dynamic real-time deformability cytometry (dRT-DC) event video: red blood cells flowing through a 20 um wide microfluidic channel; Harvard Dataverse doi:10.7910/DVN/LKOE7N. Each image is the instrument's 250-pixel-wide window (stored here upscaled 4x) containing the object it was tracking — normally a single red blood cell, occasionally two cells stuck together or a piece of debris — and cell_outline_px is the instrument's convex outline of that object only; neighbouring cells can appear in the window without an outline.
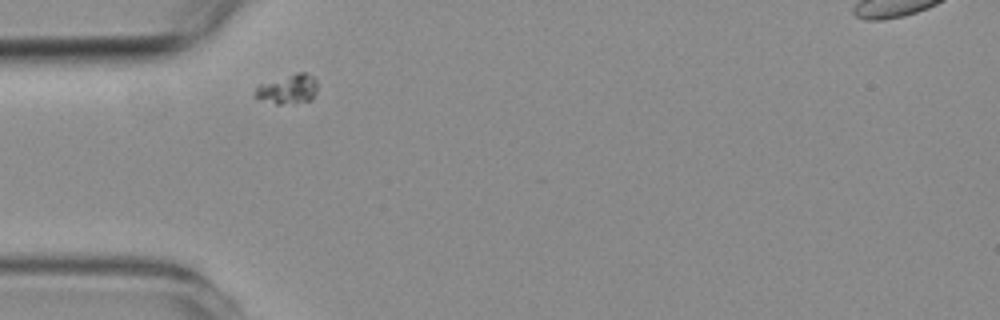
{"species": "common noctule bat (a hibernating species)", "species_latin": "Nyctalus noctula", "temperature_condition": "room temperature", "stored_images_in_passage": 1, "camera_frame_rate_fps": 3000, "um_per_image_px": 0.085, "animal": {"sex": "female", "body_mass_g": 19.3, "forearm_length_mm": 54.1}, "frame": {"image": 1, "passage_image": 1, "time_ms": 0.0, "image_size_px": [1000, 320], "cell_outline_px": [[316, 92], [312, 100], [280, 104], [276, 104], [252, 96], [256, 88], [260, 84], [296, 72], [304, 72], [312, 76], [316, 80]], "centroid_in_image_um": [24.46, 7.57], "position_along_channel_um": 60.5, "area_um2": 10.58}}